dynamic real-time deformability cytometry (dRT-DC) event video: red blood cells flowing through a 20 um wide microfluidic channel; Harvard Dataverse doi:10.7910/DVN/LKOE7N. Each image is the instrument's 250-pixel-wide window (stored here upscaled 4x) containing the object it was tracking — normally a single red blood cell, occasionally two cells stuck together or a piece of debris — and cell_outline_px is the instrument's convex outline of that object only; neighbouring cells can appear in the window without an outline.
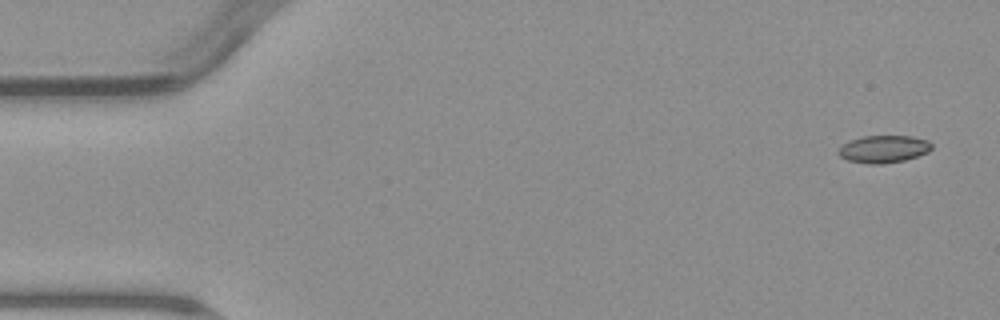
{"species": "common noctule bat (a hibernating species)", "species_latin": "Nyctalus noctula", "temperature_condition": "warm", "stored_images_in_passage": 5, "camera_frame_rate_fps": 3000, "um_per_image_px": 0.085, "animal": {"sex": "male", "body_mass_g": 23.1, "forearm_length_mm": 52.7}, "frame": {"image": 1, "passage_image": 1, "time_ms": 0.0, "image_size_px": [1000, 320], "cell_outline_px": [[932, 148], [928, 152], [904, 160], [880, 164], [868, 164], [848, 160], [840, 156], [836, 152], [848, 140], [864, 136], [912, 136], [928, 140], [932, 144]], "centroid_in_image_um": [75.1, 12.66], "position_along_channel_um": 9.9, "area_um2": 14.85}}
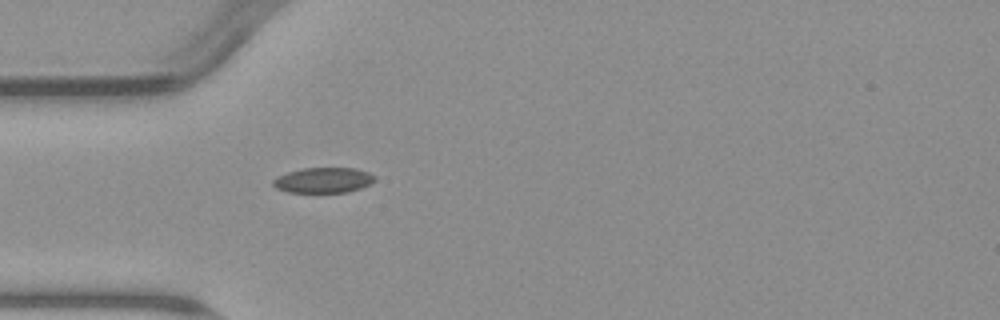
{"frame": {"image": 2, "passage_image": 5, "time_ms": 4.667, "image_size_px": [1000, 320], "cell_outline_px": [[376, 180], [360, 188], [348, 192], [288, 192], [276, 188], [272, 184], [272, 180], [288, 172], [304, 168], [356, 168], [368, 172], [376, 176]], "centroid_in_image_um": [27.51, 15.31], "position_along_channel_um": 57.5, "area_um2": 14.91}}